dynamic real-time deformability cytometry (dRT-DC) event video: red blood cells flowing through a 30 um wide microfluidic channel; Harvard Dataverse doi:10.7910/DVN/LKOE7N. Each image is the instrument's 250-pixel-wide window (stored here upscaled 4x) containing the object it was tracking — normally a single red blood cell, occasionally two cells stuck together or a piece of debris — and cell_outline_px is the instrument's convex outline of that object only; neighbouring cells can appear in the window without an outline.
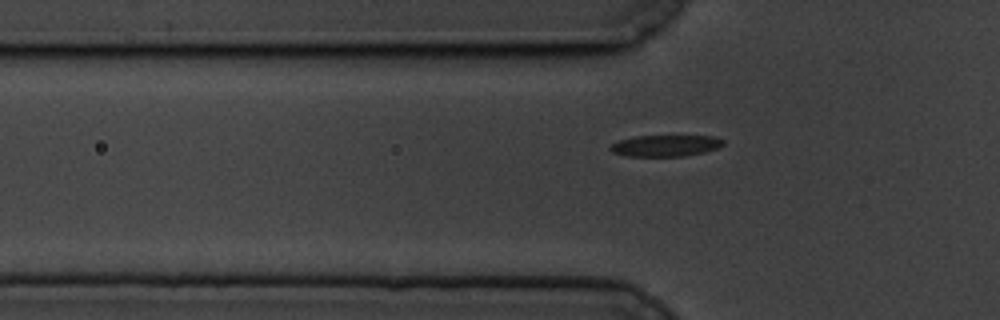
{"species": "common noctule bat (a hibernating species)", "species_latin": "Nyctalus noctula", "temperature_condition": "cold", "stored_images_in_passage": 40, "camera_frame_rate_fps": 3000, "um_per_image_px": 0.085, "animal": {"sex": "male", "body_mass_g": 19.5, "forearm_length_mm": 54.6}, "frame": {"image": 1, "passage_image": 3, "time_ms": 0.667, "image_size_px": [1000, 320], "cell_outline_px": [[724, 144], [716, 148], [704, 152], [684, 156], [624, 156], [612, 152], [608, 148], [612, 144], [620, 140], [636, 136], [712, 136], [724, 140]], "centroid_in_image_um": [56.54, 12.38], "position_along_channel_um": 69.3, "area_um2": 13.99}}
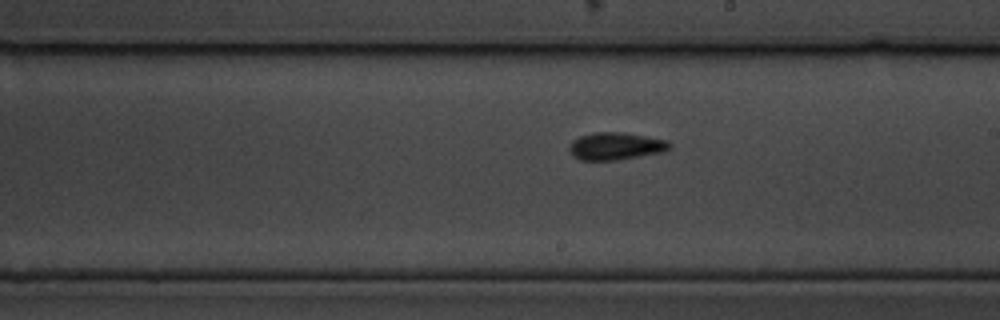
{"frame": {"image": 2, "passage_image": 18, "time_ms": 5.667, "image_size_px": [1000, 320], "cell_outline_px": [[672, 148], [664, 152], [616, 160], [580, 160], [568, 148], [580, 136], [596, 132], [624, 132], [668, 140], [672, 144]], "centroid_in_image_um": [52.43, 12.42], "position_along_channel_um": 236.6, "area_um2": 15.9}}
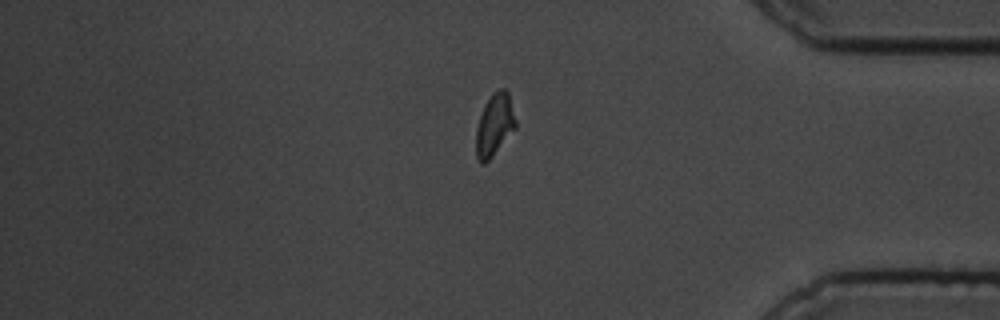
{"frame": {"image": 3, "passage_image": 34, "time_ms": 11.0, "image_size_px": [1000, 320], "cell_outline_px": [[516, 128], [492, 156], [484, 164], [480, 164], [476, 156], [476, 128], [480, 116], [492, 92], [500, 88], [508, 88], [516, 120]], "centroid_in_image_um": [42.05, 10.59], "position_along_channel_um": 393.2, "area_um2": 14.39}}